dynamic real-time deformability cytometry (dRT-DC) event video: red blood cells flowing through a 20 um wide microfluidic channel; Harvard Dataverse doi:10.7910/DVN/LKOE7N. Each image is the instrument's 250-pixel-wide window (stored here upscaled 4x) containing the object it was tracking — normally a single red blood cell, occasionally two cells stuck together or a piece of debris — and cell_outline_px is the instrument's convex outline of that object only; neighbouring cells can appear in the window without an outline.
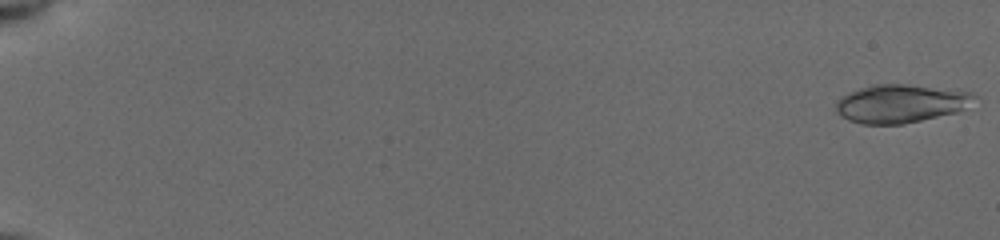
{"species": "common noctule bat (a hibernating species)", "species_latin": "Nyctalus noctula", "temperature_condition": "cold", "stored_images_in_passage": 28, "camera_frame_rate_fps": 3000, "um_per_image_px": 0.085, "animal": {"sex": "female", "body_mass_g": 19.5, "forearm_length_mm": 54.1}, "frame": {"image": 1, "passage_image": 1, "time_ms": 0.0, "image_size_px": [1000, 240], "cell_outline_px": [[976, 96], [964, 108], [956, 112], [904, 124], [864, 124], [848, 120], [840, 116], [836, 112], [836, 100], [840, 96], [860, 88], [872, 84], [904, 84], [968, 92]], "centroid_in_image_um": [76.45, 8.81], "position_along_channel_um": 8.5, "area_um2": 30.46}}
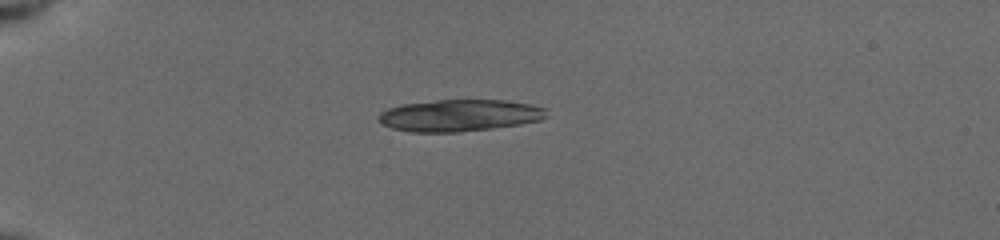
{"frame": {"image": 2, "passage_image": 16, "time_ms": 5.0, "image_size_px": [1000, 240], "cell_outline_px": [[548, 116], [540, 120], [520, 124], [492, 128], [460, 132], [408, 132], [392, 128], [380, 124], [380, 112], [388, 108], [400, 104], [436, 100], [504, 100], [528, 104], [544, 108]], "centroid_in_image_um": [39.02, 9.81], "position_along_channel_um": 46.0, "area_um2": 31.15}}